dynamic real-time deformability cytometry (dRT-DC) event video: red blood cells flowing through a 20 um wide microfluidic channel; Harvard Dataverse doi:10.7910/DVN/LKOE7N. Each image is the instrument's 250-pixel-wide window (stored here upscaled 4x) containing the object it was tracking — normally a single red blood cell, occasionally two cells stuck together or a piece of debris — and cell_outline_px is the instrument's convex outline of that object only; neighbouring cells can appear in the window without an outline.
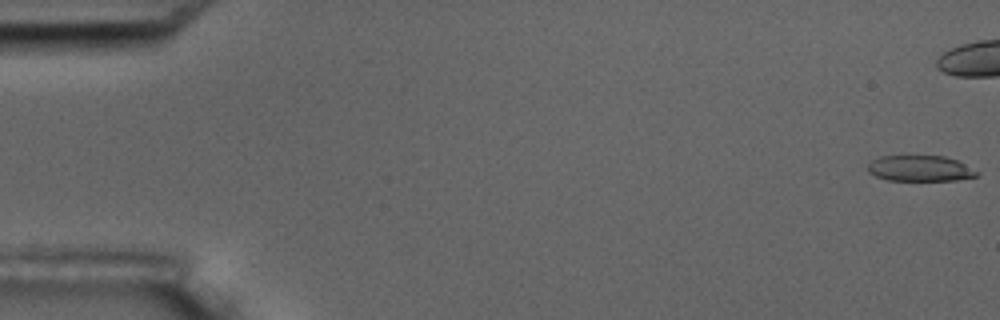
{"species": "common noctule bat (a hibernating species)", "species_latin": "Nyctalus noctula", "temperature_condition": "room temperature", "stored_images_in_passage": 12, "camera_frame_rate_fps": 3000, "um_per_image_px": 0.085, "animal": {"sex": "male", "body_mass_g": 17.5, "forearm_length_mm": 52.3}, "frame": {"image": 1, "passage_image": 1, "time_ms": 0.0, "image_size_px": [1000, 320], "cell_outline_px": [[980, 172], [976, 176], [956, 180], [888, 180], [876, 176], [868, 172], [868, 164], [872, 160], [880, 156], [944, 156], [956, 160]], "centroid_in_image_um": [78.19, 14.31], "position_along_channel_um": 6.8, "area_um2": 16.24}}